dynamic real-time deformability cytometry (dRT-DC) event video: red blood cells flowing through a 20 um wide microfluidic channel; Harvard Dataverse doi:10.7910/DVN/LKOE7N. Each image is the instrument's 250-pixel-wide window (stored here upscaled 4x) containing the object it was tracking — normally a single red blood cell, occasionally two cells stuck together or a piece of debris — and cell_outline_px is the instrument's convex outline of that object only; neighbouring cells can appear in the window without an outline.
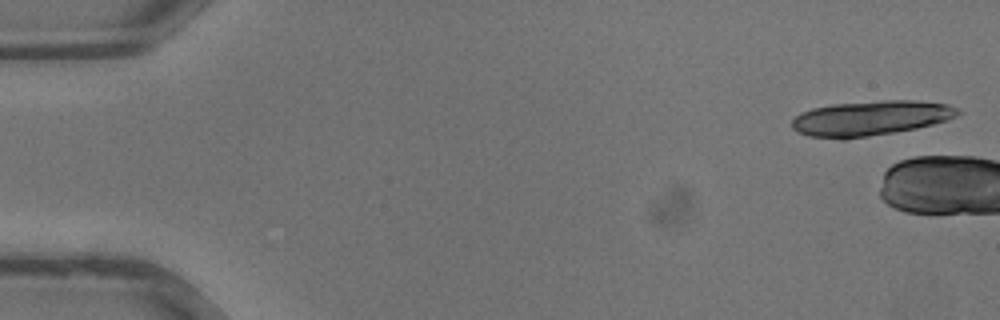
{"species": "common noctule bat (a hibernating species)", "species_latin": "Nyctalus noctula", "temperature_condition": "warm", "stored_images_in_passage": 4, "camera_frame_rate_fps": 3000, "um_per_image_px": 0.085, "animal": {"sex": "male", "body_mass_g": 13.3}, "frame": {"image": 1, "passage_image": 1, "time_ms": 0.0, "image_size_px": [1000, 320], "cell_outline_px": [[960, 112], [956, 116], [948, 120], [916, 128], [844, 140], [840, 140], [808, 136], [792, 128], [792, 120], [796, 116], [812, 108], [832, 104], [880, 100], [916, 100], [948, 104], [956, 108]], "centroid_in_image_um": [73.98, 10.04], "position_along_channel_um": 11.0, "area_um2": 33.76}}